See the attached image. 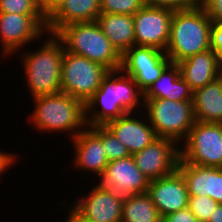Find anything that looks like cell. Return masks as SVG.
<instances>
[{
  "mask_svg": "<svg viewBox=\"0 0 222 222\" xmlns=\"http://www.w3.org/2000/svg\"><path fill=\"white\" fill-rule=\"evenodd\" d=\"M140 98L143 99V92L132 77L120 69L109 71L99 89L85 104L87 126L105 125L124 114H134L133 110L139 107L137 105H143Z\"/></svg>",
  "mask_w": 222,
  "mask_h": 222,
  "instance_id": "6da1fadb",
  "label": "cell"
},
{
  "mask_svg": "<svg viewBox=\"0 0 222 222\" xmlns=\"http://www.w3.org/2000/svg\"><path fill=\"white\" fill-rule=\"evenodd\" d=\"M212 21L199 5L188 10L174 11L166 55L178 63L192 55L211 49Z\"/></svg>",
  "mask_w": 222,
  "mask_h": 222,
  "instance_id": "7a4b0ae2",
  "label": "cell"
},
{
  "mask_svg": "<svg viewBox=\"0 0 222 222\" xmlns=\"http://www.w3.org/2000/svg\"><path fill=\"white\" fill-rule=\"evenodd\" d=\"M35 108L29 119L39 132H69L71 139L87 127L86 107L82 101L59 92L32 98Z\"/></svg>",
  "mask_w": 222,
  "mask_h": 222,
  "instance_id": "3957f363",
  "label": "cell"
},
{
  "mask_svg": "<svg viewBox=\"0 0 222 222\" xmlns=\"http://www.w3.org/2000/svg\"><path fill=\"white\" fill-rule=\"evenodd\" d=\"M23 53L21 62L32 97L61 92L62 41L55 34H49L40 49Z\"/></svg>",
  "mask_w": 222,
  "mask_h": 222,
  "instance_id": "277c9868",
  "label": "cell"
},
{
  "mask_svg": "<svg viewBox=\"0 0 222 222\" xmlns=\"http://www.w3.org/2000/svg\"><path fill=\"white\" fill-rule=\"evenodd\" d=\"M55 35L62 41L67 52L86 57L109 71L121 68V54L96 21L65 25Z\"/></svg>",
  "mask_w": 222,
  "mask_h": 222,
  "instance_id": "5b68a950",
  "label": "cell"
},
{
  "mask_svg": "<svg viewBox=\"0 0 222 222\" xmlns=\"http://www.w3.org/2000/svg\"><path fill=\"white\" fill-rule=\"evenodd\" d=\"M148 120L158 137L169 138L178 146L184 141L195 124L192 101L169 99H143ZM181 141V142H180Z\"/></svg>",
  "mask_w": 222,
  "mask_h": 222,
  "instance_id": "8992f818",
  "label": "cell"
},
{
  "mask_svg": "<svg viewBox=\"0 0 222 222\" xmlns=\"http://www.w3.org/2000/svg\"><path fill=\"white\" fill-rule=\"evenodd\" d=\"M108 72L103 65L67 52L64 48L60 75L61 92L86 104L99 89Z\"/></svg>",
  "mask_w": 222,
  "mask_h": 222,
  "instance_id": "52a82bcc",
  "label": "cell"
},
{
  "mask_svg": "<svg viewBox=\"0 0 222 222\" xmlns=\"http://www.w3.org/2000/svg\"><path fill=\"white\" fill-rule=\"evenodd\" d=\"M180 149V159L204 167L222 168V124L196 121Z\"/></svg>",
  "mask_w": 222,
  "mask_h": 222,
  "instance_id": "ba28073f",
  "label": "cell"
},
{
  "mask_svg": "<svg viewBox=\"0 0 222 222\" xmlns=\"http://www.w3.org/2000/svg\"><path fill=\"white\" fill-rule=\"evenodd\" d=\"M99 184L120 203L148 192L150 180L138 169L132 155L109 162Z\"/></svg>",
  "mask_w": 222,
  "mask_h": 222,
  "instance_id": "9c48e42d",
  "label": "cell"
},
{
  "mask_svg": "<svg viewBox=\"0 0 222 222\" xmlns=\"http://www.w3.org/2000/svg\"><path fill=\"white\" fill-rule=\"evenodd\" d=\"M45 32L47 33L46 15L0 13V42L4 56L14 55L24 45L43 37Z\"/></svg>",
  "mask_w": 222,
  "mask_h": 222,
  "instance_id": "30bf717a",
  "label": "cell"
},
{
  "mask_svg": "<svg viewBox=\"0 0 222 222\" xmlns=\"http://www.w3.org/2000/svg\"><path fill=\"white\" fill-rule=\"evenodd\" d=\"M170 63L171 60L164 51L134 45L121 55L120 70L132 77L144 93Z\"/></svg>",
  "mask_w": 222,
  "mask_h": 222,
  "instance_id": "8fae6325",
  "label": "cell"
},
{
  "mask_svg": "<svg viewBox=\"0 0 222 222\" xmlns=\"http://www.w3.org/2000/svg\"><path fill=\"white\" fill-rule=\"evenodd\" d=\"M174 10L144 5L135 15V46L154 47L166 51Z\"/></svg>",
  "mask_w": 222,
  "mask_h": 222,
  "instance_id": "7c38bea8",
  "label": "cell"
},
{
  "mask_svg": "<svg viewBox=\"0 0 222 222\" xmlns=\"http://www.w3.org/2000/svg\"><path fill=\"white\" fill-rule=\"evenodd\" d=\"M177 145L169 138L158 137L132 156L138 169L151 181L169 176L177 170L180 159V146Z\"/></svg>",
  "mask_w": 222,
  "mask_h": 222,
  "instance_id": "4fadbf2b",
  "label": "cell"
},
{
  "mask_svg": "<svg viewBox=\"0 0 222 222\" xmlns=\"http://www.w3.org/2000/svg\"><path fill=\"white\" fill-rule=\"evenodd\" d=\"M71 141L75 146L73 166L101 177L109 163L102 143V125L87 126Z\"/></svg>",
  "mask_w": 222,
  "mask_h": 222,
  "instance_id": "5bb4252c",
  "label": "cell"
},
{
  "mask_svg": "<svg viewBox=\"0 0 222 222\" xmlns=\"http://www.w3.org/2000/svg\"><path fill=\"white\" fill-rule=\"evenodd\" d=\"M123 204L99 183L71 209L86 222H121Z\"/></svg>",
  "mask_w": 222,
  "mask_h": 222,
  "instance_id": "9a60e30c",
  "label": "cell"
},
{
  "mask_svg": "<svg viewBox=\"0 0 222 222\" xmlns=\"http://www.w3.org/2000/svg\"><path fill=\"white\" fill-rule=\"evenodd\" d=\"M147 193L162 218L188 207L186 183L177 170L169 176L151 180Z\"/></svg>",
  "mask_w": 222,
  "mask_h": 222,
  "instance_id": "2e32d148",
  "label": "cell"
},
{
  "mask_svg": "<svg viewBox=\"0 0 222 222\" xmlns=\"http://www.w3.org/2000/svg\"><path fill=\"white\" fill-rule=\"evenodd\" d=\"M177 171L185 180L189 196H208L222 204V168L198 166L179 159Z\"/></svg>",
  "mask_w": 222,
  "mask_h": 222,
  "instance_id": "e0dca14e",
  "label": "cell"
},
{
  "mask_svg": "<svg viewBox=\"0 0 222 222\" xmlns=\"http://www.w3.org/2000/svg\"><path fill=\"white\" fill-rule=\"evenodd\" d=\"M132 115L130 112L105 124L124 144L130 155L140 152L158 138L150 123H145L143 119L133 118Z\"/></svg>",
  "mask_w": 222,
  "mask_h": 222,
  "instance_id": "ac0fdd59",
  "label": "cell"
},
{
  "mask_svg": "<svg viewBox=\"0 0 222 222\" xmlns=\"http://www.w3.org/2000/svg\"><path fill=\"white\" fill-rule=\"evenodd\" d=\"M177 64L182 78L192 91L204 87L222 75L218 54L212 49L192 55Z\"/></svg>",
  "mask_w": 222,
  "mask_h": 222,
  "instance_id": "d6986e66",
  "label": "cell"
},
{
  "mask_svg": "<svg viewBox=\"0 0 222 222\" xmlns=\"http://www.w3.org/2000/svg\"><path fill=\"white\" fill-rule=\"evenodd\" d=\"M101 0H66L47 17V34H56L65 25L96 21Z\"/></svg>",
  "mask_w": 222,
  "mask_h": 222,
  "instance_id": "ffe728a7",
  "label": "cell"
},
{
  "mask_svg": "<svg viewBox=\"0 0 222 222\" xmlns=\"http://www.w3.org/2000/svg\"><path fill=\"white\" fill-rule=\"evenodd\" d=\"M193 91L182 78L177 63H170L160 77L143 93V99H169L173 101H192Z\"/></svg>",
  "mask_w": 222,
  "mask_h": 222,
  "instance_id": "44dd1931",
  "label": "cell"
},
{
  "mask_svg": "<svg viewBox=\"0 0 222 222\" xmlns=\"http://www.w3.org/2000/svg\"><path fill=\"white\" fill-rule=\"evenodd\" d=\"M195 120L222 124V75L193 91Z\"/></svg>",
  "mask_w": 222,
  "mask_h": 222,
  "instance_id": "7402d4cb",
  "label": "cell"
},
{
  "mask_svg": "<svg viewBox=\"0 0 222 222\" xmlns=\"http://www.w3.org/2000/svg\"><path fill=\"white\" fill-rule=\"evenodd\" d=\"M96 22L121 55L135 45L133 15L101 13Z\"/></svg>",
  "mask_w": 222,
  "mask_h": 222,
  "instance_id": "603a6c76",
  "label": "cell"
},
{
  "mask_svg": "<svg viewBox=\"0 0 222 222\" xmlns=\"http://www.w3.org/2000/svg\"><path fill=\"white\" fill-rule=\"evenodd\" d=\"M162 219L147 192L137 194L123 204L121 222H162Z\"/></svg>",
  "mask_w": 222,
  "mask_h": 222,
  "instance_id": "cb8c5ba5",
  "label": "cell"
},
{
  "mask_svg": "<svg viewBox=\"0 0 222 222\" xmlns=\"http://www.w3.org/2000/svg\"><path fill=\"white\" fill-rule=\"evenodd\" d=\"M0 13L45 15L37 0H0Z\"/></svg>",
  "mask_w": 222,
  "mask_h": 222,
  "instance_id": "d4e9b609",
  "label": "cell"
},
{
  "mask_svg": "<svg viewBox=\"0 0 222 222\" xmlns=\"http://www.w3.org/2000/svg\"><path fill=\"white\" fill-rule=\"evenodd\" d=\"M144 6L143 0H101V13L135 15Z\"/></svg>",
  "mask_w": 222,
  "mask_h": 222,
  "instance_id": "484cf974",
  "label": "cell"
},
{
  "mask_svg": "<svg viewBox=\"0 0 222 222\" xmlns=\"http://www.w3.org/2000/svg\"><path fill=\"white\" fill-rule=\"evenodd\" d=\"M219 204L208 196H189L188 208L199 222H207Z\"/></svg>",
  "mask_w": 222,
  "mask_h": 222,
  "instance_id": "4316f807",
  "label": "cell"
},
{
  "mask_svg": "<svg viewBox=\"0 0 222 222\" xmlns=\"http://www.w3.org/2000/svg\"><path fill=\"white\" fill-rule=\"evenodd\" d=\"M102 143L109 162L130 156L124 144L105 125H102Z\"/></svg>",
  "mask_w": 222,
  "mask_h": 222,
  "instance_id": "83f0119b",
  "label": "cell"
},
{
  "mask_svg": "<svg viewBox=\"0 0 222 222\" xmlns=\"http://www.w3.org/2000/svg\"><path fill=\"white\" fill-rule=\"evenodd\" d=\"M144 5L168 8L174 11L188 10L200 5V0H143Z\"/></svg>",
  "mask_w": 222,
  "mask_h": 222,
  "instance_id": "f1b7e54d",
  "label": "cell"
},
{
  "mask_svg": "<svg viewBox=\"0 0 222 222\" xmlns=\"http://www.w3.org/2000/svg\"><path fill=\"white\" fill-rule=\"evenodd\" d=\"M200 6L212 22H222V0H200Z\"/></svg>",
  "mask_w": 222,
  "mask_h": 222,
  "instance_id": "f546056e",
  "label": "cell"
},
{
  "mask_svg": "<svg viewBox=\"0 0 222 222\" xmlns=\"http://www.w3.org/2000/svg\"><path fill=\"white\" fill-rule=\"evenodd\" d=\"M211 49L218 54L222 65V22H212Z\"/></svg>",
  "mask_w": 222,
  "mask_h": 222,
  "instance_id": "4dcf8cb0",
  "label": "cell"
},
{
  "mask_svg": "<svg viewBox=\"0 0 222 222\" xmlns=\"http://www.w3.org/2000/svg\"><path fill=\"white\" fill-rule=\"evenodd\" d=\"M162 222H199L189 208L170 213L163 217Z\"/></svg>",
  "mask_w": 222,
  "mask_h": 222,
  "instance_id": "1f68e13d",
  "label": "cell"
},
{
  "mask_svg": "<svg viewBox=\"0 0 222 222\" xmlns=\"http://www.w3.org/2000/svg\"><path fill=\"white\" fill-rule=\"evenodd\" d=\"M16 155L0 151V175L16 163Z\"/></svg>",
  "mask_w": 222,
  "mask_h": 222,
  "instance_id": "d6a6232c",
  "label": "cell"
},
{
  "mask_svg": "<svg viewBox=\"0 0 222 222\" xmlns=\"http://www.w3.org/2000/svg\"><path fill=\"white\" fill-rule=\"evenodd\" d=\"M66 0H50L44 7V13L48 17L60 4Z\"/></svg>",
  "mask_w": 222,
  "mask_h": 222,
  "instance_id": "836d02e7",
  "label": "cell"
},
{
  "mask_svg": "<svg viewBox=\"0 0 222 222\" xmlns=\"http://www.w3.org/2000/svg\"><path fill=\"white\" fill-rule=\"evenodd\" d=\"M207 222H222V204H219Z\"/></svg>",
  "mask_w": 222,
  "mask_h": 222,
  "instance_id": "e575fe53",
  "label": "cell"
},
{
  "mask_svg": "<svg viewBox=\"0 0 222 222\" xmlns=\"http://www.w3.org/2000/svg\"><path fill=\"white\" fill-rule=\"evenodd\" d=\"M68 214L67 220L64 222H86L82 220L72 209H70Z\"/></svg>",
  "mask_w": 222,
  "mask_h": 222,
  "instance_id": "d590c367",
  "label": "cell"
},
{
  "mask_svg": "<svg viewBox=\"0 0 222 222\" xmlns=\"http://www.w3.org/2000/svg\"><path fill=\"white\" fill-rule=\"evenodd\" d=\"M39 4L44 7L50 0H37Z\"/></svg>",
  "mask_w": 222,
  "mask_h": 222,
  "instance_id": "8d00e7d4",
  "label": "cell"
}]
</instances>
